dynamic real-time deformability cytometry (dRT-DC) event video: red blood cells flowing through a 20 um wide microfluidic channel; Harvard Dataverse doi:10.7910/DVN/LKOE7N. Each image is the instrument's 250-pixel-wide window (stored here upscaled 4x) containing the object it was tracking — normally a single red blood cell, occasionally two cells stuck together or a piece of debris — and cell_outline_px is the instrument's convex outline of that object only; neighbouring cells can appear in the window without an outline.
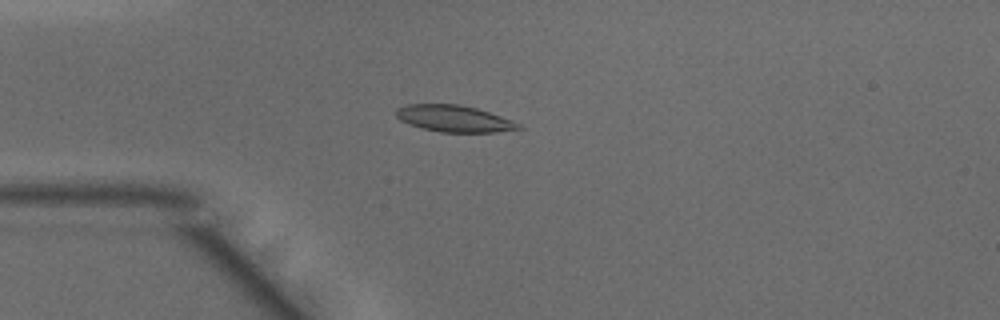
{"species": "common noctule bat (a hibernating species)", "species_latin": "Nyctalus noctula", "temperature_condition": "warm", "stored_images_in_passage": 41, "camera_frame_rate_fps": 3000, "um_per_image_px": 0.085, "animal": {"sex": "male", "body_mass_g": 15.6}, "frame": {"image": 1, "passage_image": 5, "time_ms": 1.333, "image_size_px": [1000, 320], "cell_outline_px": [[524, 128], [496, 132], [440, 132], [408, 124], [400, 120], [396, 116], [396, 108], [408, 104], [460, 104], [476, 108], [512, 120], [520, 124]], "centroid_in_image_um": [38.59, 10.08], "position_along_channel_um": 46.4, "area_um2": 18.9}}
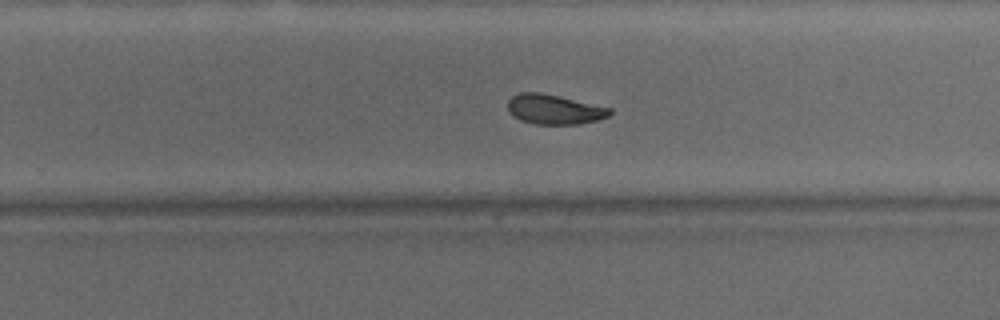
{"frame": {"image": 2, "passage_image": 23, "time_ms": 7.333, "image_size_px": [1000, 320], "cell_outline_px": [[612, 112], [608, 116], [600, 120], [580, 124], [532, 124], [520, 120], [512, 116], [508, 112], [508, 100], [512, 96], [520, 92], [540, 92], [612, 108]], "centroid_in_image_um": [47.1, 9.31], "position_along_channel_um": 282.7, "area_um2": 17.86}}
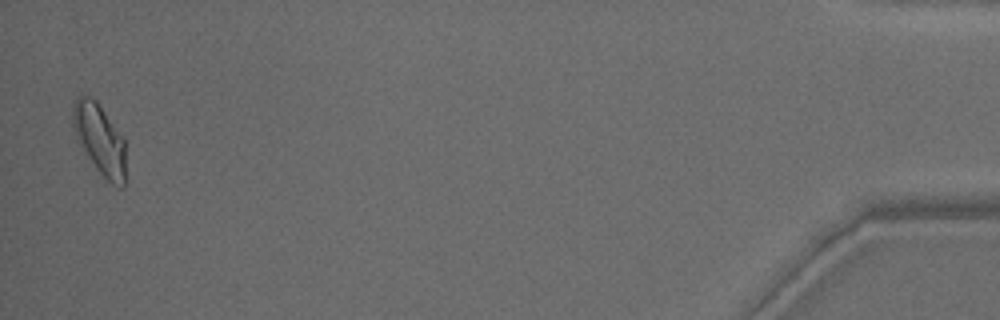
{"frame": {"image": 3, "passage_image": 40, "time_ms": 13.0, "image_size_px": [1000, 320], "cell_outline_px": [[124, 188], [120, 188], [112, 184], [96, 168], [80, 144], [72, 128], [72, 104], [80, 96], [88, 96], [96, 100], [124, 140]], "centroid_in_image_um": [8.44, 11.83], "position_along_channel_um": 426.8, "area_um2": 21.15}, "authors_computed_cell_mechanics": {"area_um2": 18.6694, "velocity_mm_per_s": 4.1622, "shape_relaxation_time_tau1_ms": 5.6517, "shape_relaxation_time_tau2_ms": 2.2818, "deformation_change_tau1": 0.1733, "deformation_change_tau2": 0.0709}}